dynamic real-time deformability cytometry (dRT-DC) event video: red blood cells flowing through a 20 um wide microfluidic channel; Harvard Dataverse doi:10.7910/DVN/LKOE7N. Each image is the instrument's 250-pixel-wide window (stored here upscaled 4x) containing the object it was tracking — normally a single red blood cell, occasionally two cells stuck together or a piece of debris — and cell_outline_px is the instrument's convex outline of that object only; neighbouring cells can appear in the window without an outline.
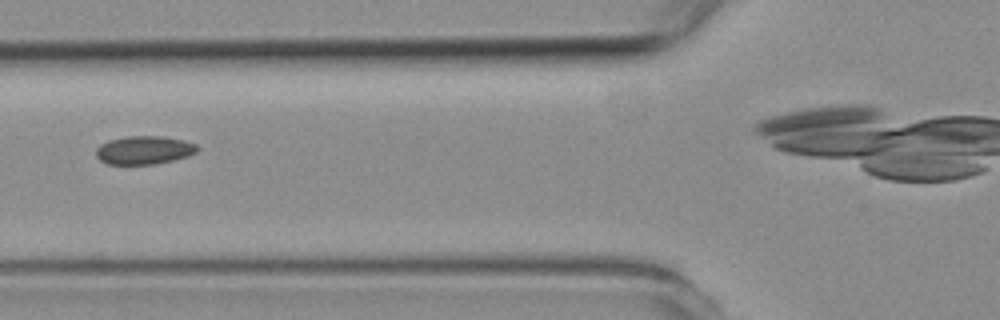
{"species": "common noctule bat (a hibernating species)", "species_latin": "Nyctalus noctula", "temperature_condition": "room temperature", "stored_images_in_passage": 3, "camera_frame_rate_fps": 3000, "um_per_image_px": 0.085, "animal": {"sex": "female", "body_mass_g": 19.3, "forearm_length_mm": 54.1}, "frame": {"image": 1, "passage_image": 3, "time_ms": 2.333, "image_size_px": [1000, 320], "cell_outline_px": [[200, 148], [196, 152], [188, 156], [156, 164], [108, 164], [100, 160], [96, 156], [96, 148], [100, 144], [108, 140], [128, 136], [164, 136], [196, 144]], "centroid_in_image_um": [12.23, 12.76], "position_along_channel_um": 113.6, "area_um2": 16.7}}